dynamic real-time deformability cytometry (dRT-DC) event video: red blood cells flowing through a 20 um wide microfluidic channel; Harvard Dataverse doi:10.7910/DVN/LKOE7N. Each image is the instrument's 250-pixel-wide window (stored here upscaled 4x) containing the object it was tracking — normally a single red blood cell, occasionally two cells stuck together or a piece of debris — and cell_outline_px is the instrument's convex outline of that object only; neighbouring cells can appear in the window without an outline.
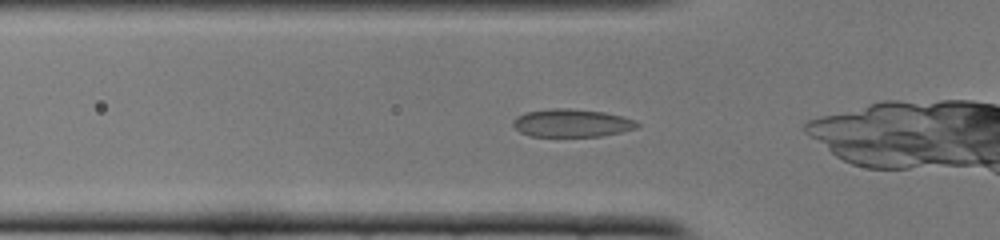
{"species": "common noctule bat (a hibernating species)", "species_latin": "Nyctalus noctula", "temperature_condition": "cold", "stored_images_in_passage": 36, "camera_frame_rate_fps": 3000, "um_per_image_px": 0.085, "animal": {"sex": "female", "body_mass_g": 22.0, "forearm_length_mm": 56.7}, "frame": {"image": 1, "passage_image": 6, "time_ms": 1.667, "image_size_px": [1000, 240], "cell_outline_px": [[640, 124], [636, 128], [620, 132], [600, 136], [532, 136], [520, 132], [512, 124], [512, 120], [516, 116], [524, 112], [556, 108], [568, 108], [604, 112], [620, 116], [632, 120]], "centroid_in_image_um": [48.54, 10.45], "position_along_channel_um": 77.3, "area_um2": 20.0}}
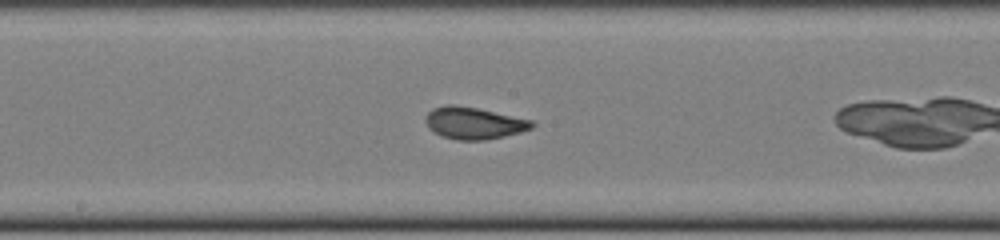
{"frame": {"image": 2, "passage_image": 16, "time_ms": 5.0, "image_size_px": [1000, 240], "cell_outline_px": [[536, 124], [532, 128], [520, 132], [504, 136], [484, 140], [456, 140], [440, 136], [428, 128], [424, 120], [428, 112], [432, 108], [448, 104], [456, 104], [476, 108], [532, 120]], "centroid_in_image_um": [40.24, 10.46], "position_along_channel_um": 208.0, "area_um2": 19.88}}
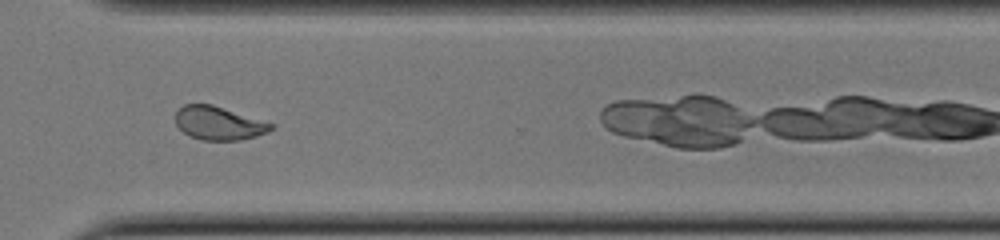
{"frame": {"image": 3, "passage_image": 27, "time_ms": 8.667, "image_size_px": [1000, 240], "cell_outline_px": [[272, 128], [268, 132], [256, 136], [240, 140], [200, 140], [188, 136], [176, 124], [176, 112], [184, 104], [212, 104], [272, 124]], "centroid_in_image_um": [18.54, 10.48], "position_along_channel_um": 352.1, "area_um2": 18.32}, "authors_computed_cell_mechanics": {"area_um2": 19.5942, "velocity_mm_per_s": 3.9137, "shape_relaxation_time_tau1_ms": 5.4101, "shape_relaxation_time_tau2_ms": 0.7084, "deformation_change_tau1": 0.1621, "deformation_change_tau2": 0.0554}}